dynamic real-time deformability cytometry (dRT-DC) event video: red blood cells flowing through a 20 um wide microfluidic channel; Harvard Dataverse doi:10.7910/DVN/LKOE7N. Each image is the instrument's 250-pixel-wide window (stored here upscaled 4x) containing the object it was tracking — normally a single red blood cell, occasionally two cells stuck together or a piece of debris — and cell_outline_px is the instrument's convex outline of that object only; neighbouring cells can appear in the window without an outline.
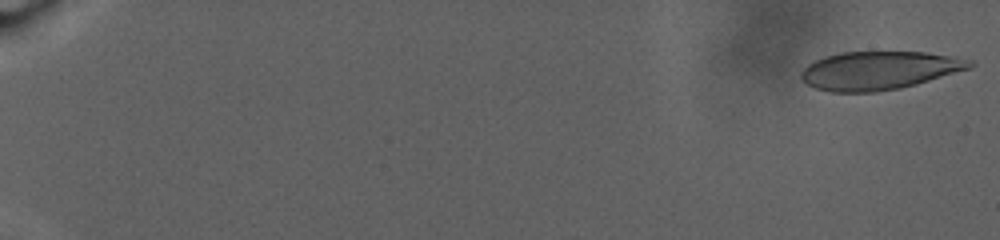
{"species": "human", "species_latin": "Homo sapiens", "temperature_condition": "warm", "stored_images_in_passage": 90, "camera_frame_rate_fps": 3000, "um_per_image_px": 0.085, "donor": {"sex": "male"}, "frame": {"image": 1, "passage_image": 1, "time_ms": 0.0, "image_size_px": [1000, 240], "cell_outline_px": [[976, 64], [968, 68], [916, 84], [900, 88], [876, 92], [832, 92], [816, 88], [808, 84], [800, 76], [800, 72], [808, 64], [824, 56], [840, 52], [924, 52], [972, 60]], "centroid_in_image_um": [74.68, 5.99], "position_along_channel_um": 10.3, "area_um2": 37.28}}
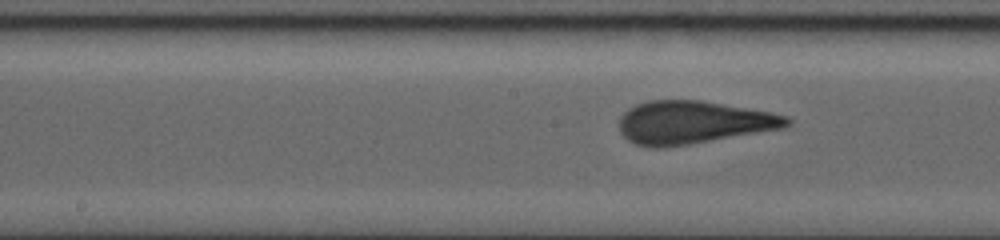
{"frame": {"image": 2, "passage_image": 51, "time_ms": 16.667, "image_size_px": [1000, 240], "cell_outline_px": [[792, 124], [784, 128], [692, 144], [664, 148], [648, 148], [632, 144], [620, 132], [620, 116], [628, 108], [636, 104], [648, 100], [700, 100], [772, 112], [788, 116], [792, 120]], "centroid_in_image_um": [58.92, 10.42], "position_along_channel_um": 189.3, "area_um2": 42.43}}
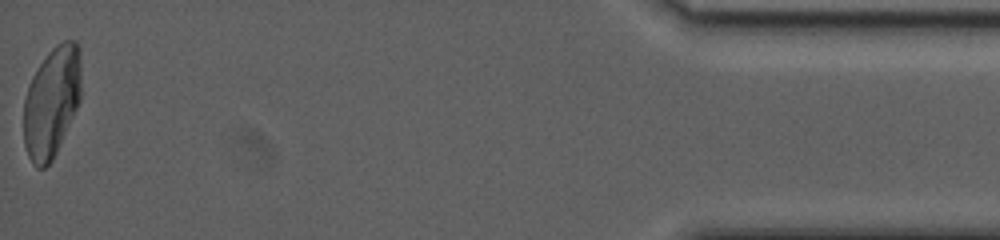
{"frame": {"image": 3, "passage_image": 90, "time_ms": 29.667, "image_size_px": [1000, 240], "cell_outline_px": [[80, 100], [56, 152], [52, 160], [44, 168], [36, 168], [32, 164], [28, 156], [24, 144], [24, 100], [28, 84], [32, 76], [48, 52], [56, 44], [64, 40], [76, 40], [80, 48]], "centroid_in_image_um": [4.38, 8.65], "position_along_channel_um": 430.8, "area_um2": 36.99}}